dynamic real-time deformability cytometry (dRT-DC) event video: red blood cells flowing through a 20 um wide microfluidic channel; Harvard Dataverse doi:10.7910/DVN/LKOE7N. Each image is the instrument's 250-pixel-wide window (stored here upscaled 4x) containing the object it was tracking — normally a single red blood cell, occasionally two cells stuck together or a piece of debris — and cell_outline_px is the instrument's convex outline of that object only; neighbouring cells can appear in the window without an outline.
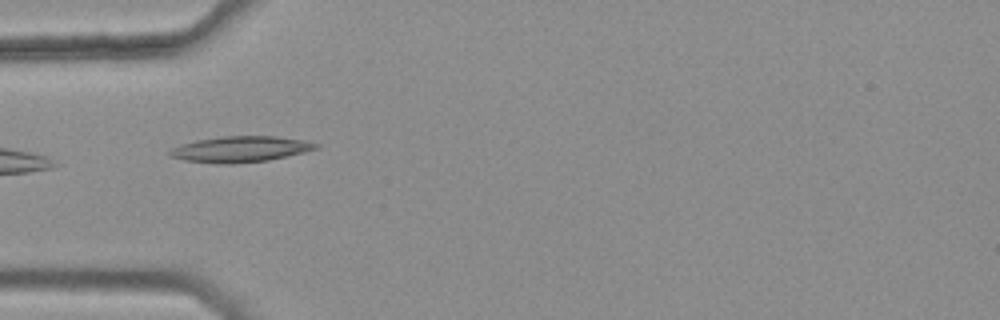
{"species": "common noctule bat (a hibernating species)", "species_latin": "Nyctalus noctula", "temperature_condition": "warm", "stored_images_in_passage": 6, "camera_frame_rate_fps": 3000, "um_per_image_px": 0.085, "animal": {"sex": "female", "body_mass_g": 25.1}, "frame": {"image": 1, "passage_image": 4, "time_ms": 1.0, "image_size_px": [1000, 320], "cell_outline_px": [[320, 148], [288, 156], [268, 160], [232, 164], [220, 164], [184, 160], [168, 156], [168, 152], [172, 148], [180, 144], [196, 140], [220, 136], [276, 136], [304, 140], [320, 144]], "centroid_in_image_um": [20.43, 12.68], "position_along_channel_um": 64.6, "area_um2": 22.25}}
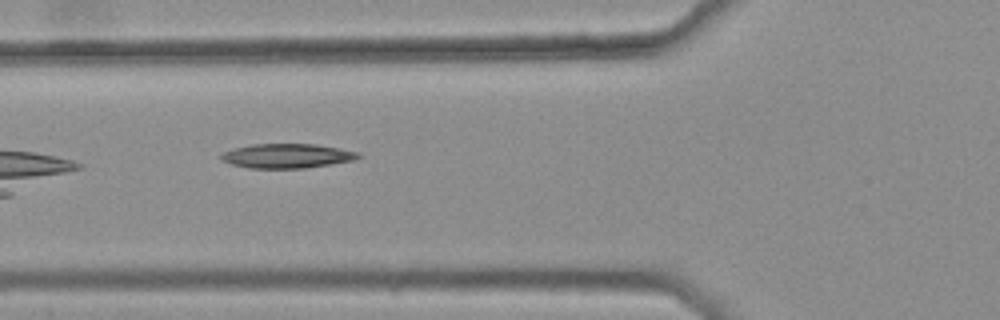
{"frame": {"image": 2, "passage_image": 5, "time_ms": 1.333, "image_size_px": [1000, 320], "cell_outline_px": [[360, 156], [352, 160], [304, 168], [248, 168], [232, 164], [220, 160], [220, 156], [224, 152], [236, 148], [252, 144], [316, 144], [340, 148], [360, 152]], "centroid_in_image_um": [24.38, 13.24], "position_along_channel_um": 101.4, "area_um2": 19.31}}
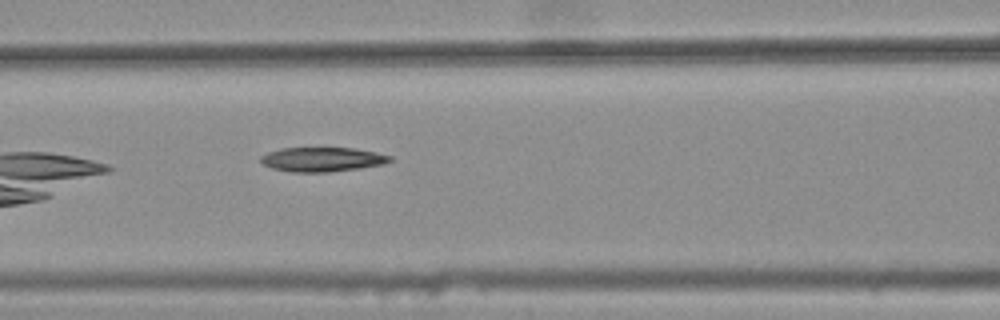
{"frame": {"image": 3, "passage_image": 6, "time_ms": 1.667, "image_size_px": [1000, 320], "cell_outline_px": [[392, 160], [384, 164], [328, 172], [292, 172], [272, 168], [264, 164], [260, 160], [260, 156], [268, 152], [280, 148], [352, 148], [376, 152], [392, 156]], "centroid_in_image_um": [27.38, 13.54], "position_along_channel_um": 139.2, "area_um2": 18.21}}